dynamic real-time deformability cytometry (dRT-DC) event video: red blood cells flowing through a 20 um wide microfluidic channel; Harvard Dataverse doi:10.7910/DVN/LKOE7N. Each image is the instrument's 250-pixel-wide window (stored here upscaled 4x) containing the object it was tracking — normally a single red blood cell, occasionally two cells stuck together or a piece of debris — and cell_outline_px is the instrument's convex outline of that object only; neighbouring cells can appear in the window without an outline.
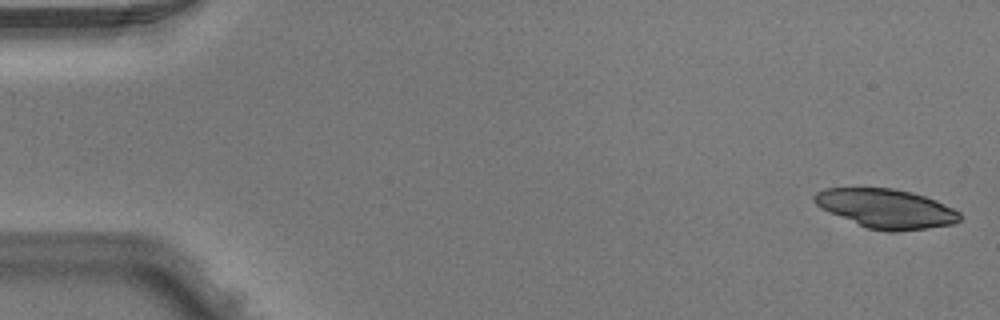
{"species": "Egyptian fruit bat (a non-hibernating species)", "species_latin": "Rousettus aegyptiacus", "temperature_condition": "warm", "stored_images_in_passage": 5, "camera_frame_rate_fps": 3000, "um_per_image_px": 0.085, "animal": {"sex": "male"}, "frame": {"image": 1, "passage_image": 1, "time_ms": 0.0, "image_size_px": [1000, 320], "cell_outline_px": [[960, 220], [952, 224], [928, 228], [896, 232], [888, 232], [868, 228], [828, 212], [820, 208], [812, 200], [812, 196], [816, 192], [824, 188], [892, 188], [912, 192], [936, 200], [960, 212]], "centroid_in_image_um": [75.29, 17.73], "position_along_channel_um": 9.7, "area_um2": 33.23}}